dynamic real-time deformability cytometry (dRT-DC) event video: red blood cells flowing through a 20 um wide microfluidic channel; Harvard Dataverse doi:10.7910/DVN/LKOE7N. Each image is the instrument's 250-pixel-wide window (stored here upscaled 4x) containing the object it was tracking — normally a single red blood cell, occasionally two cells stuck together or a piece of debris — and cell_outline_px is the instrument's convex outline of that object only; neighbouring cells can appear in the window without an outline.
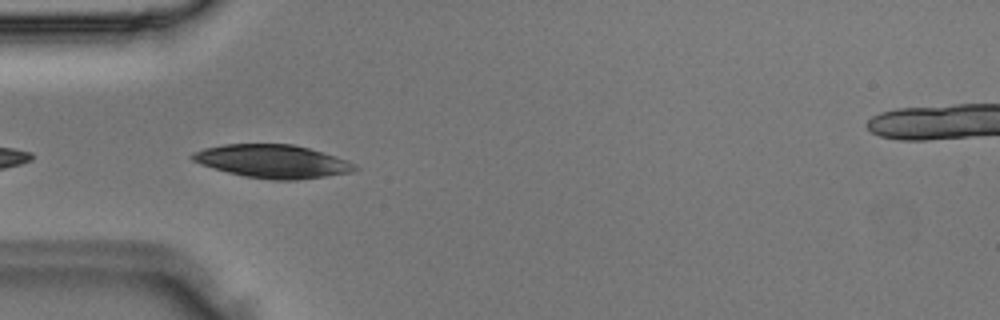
{"species": "Egyptian fruit bat (a non-hibernating species)", "species_latin": "Rousettus aegyptiacus", "temperature_condition": "room temperature", "stored_images_in_passage": 2, "camera_frame_rate_fps": 3000, "um_per_image_px": 0.085, "animal": {"sex": "male"}, "frame": {"image": 1, "passage_image": 2, "time_ms": 0.333, "image_size_px": [1000, 320], "cell_outline_px": [[360, 168], [352, 172], [296, 180], [272, 180], [244, 176], [228, 172], [200, 164], [192, 160], [188, 156], [192, 152], [204, 148], [224, 144], [292, 144], [308, 148], [336, 156], [348, 160], [356, 164]], "centroid_in_image_um": [23.16, 13.71], "position_along_channel_um": 61.8, "area_um2": 31.5}}